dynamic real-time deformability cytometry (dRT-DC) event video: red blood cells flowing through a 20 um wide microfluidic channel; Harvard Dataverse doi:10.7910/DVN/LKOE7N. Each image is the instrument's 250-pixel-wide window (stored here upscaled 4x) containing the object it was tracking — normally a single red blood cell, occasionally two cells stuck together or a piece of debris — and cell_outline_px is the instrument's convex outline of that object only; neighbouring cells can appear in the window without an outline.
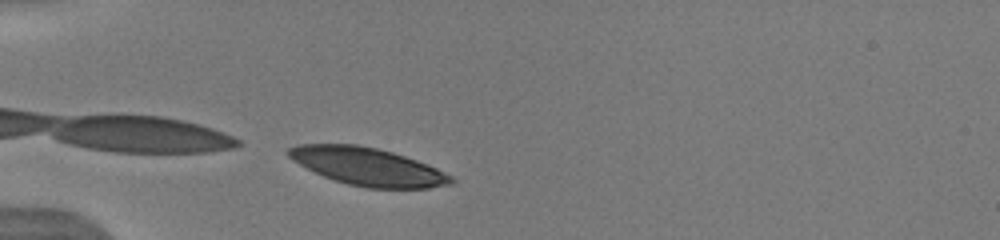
{"species": "human", "species_latin": "Homo sapiens", "temperature_condition": "warm", "stored_images_in_passage": 18, "camera_frame_rate_fps": 3000, "um_per_image_px": 0.085, "donor": {"sex": "male"}, "frame": {"image": 1, "passage_image": 1, "time_ms": 0.0, "image_size_px": [1000, 240], "cell_outline_px": [[456, 180], [452, 184], [428, 188], [368, 188], [348, 184], [324, 176], [292, 160], [284, 152], [288, 148], [300, 144], [356, 144], [376, 148], [392, 152], [416, 160], [436, 168], [452, 176]], "centroid_in_image_um": [31.26, 14.15], "position_along_channel_um": 53.7, "area_um2": 35.49}}